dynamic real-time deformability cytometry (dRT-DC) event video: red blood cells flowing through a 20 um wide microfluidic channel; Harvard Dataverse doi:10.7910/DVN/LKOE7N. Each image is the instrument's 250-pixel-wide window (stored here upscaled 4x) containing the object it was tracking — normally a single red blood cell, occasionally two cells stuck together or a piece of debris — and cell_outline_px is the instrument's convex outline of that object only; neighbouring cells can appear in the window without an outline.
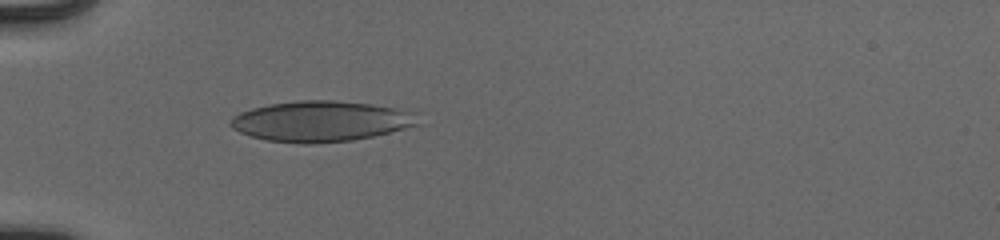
{"species": "human", "species_latin": "Homo sapiens", "temperature_condition": "cold", "stored_images_in_passage": 36, "camera_frame_rate_fps": 3000, "um_per_image_px": 0.085, "donor": {"sex": "male"}, "frame": {"image": 1, "passage_image": 1, "time_ms": 0.0, "image_size_px": [1000, 240], "cell_outline_px": [[420, 124], [372, 136], [352, 140], [312, 144], [300, 144], [268, 140], [252, 136], [240, 132], [232, 128], [228, 124], [232, 116], [240, 112], [252, 108], [268, 104], [300, 100], [336, 100], [372, 104], [416, 112]], "centroid_in_image_um": [27.25, 10.3], "position_along_channel_um": 57.7, "area_um2": 44.39}}
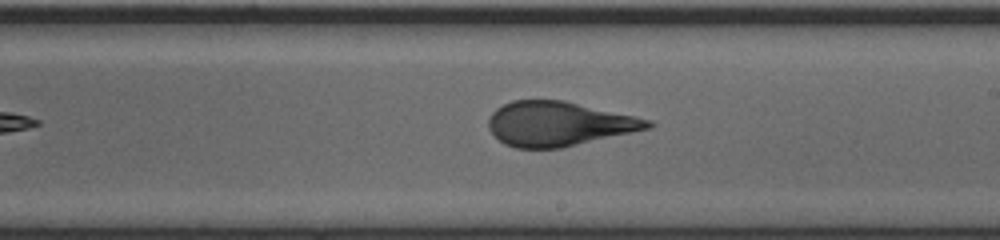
{"frame": {"image": 2, "passage_image": 16, "time_ms": 5.0, "image_size_px": [1000, 240], "cell_outline_px": [[656, 124], [652, 128], [560, 148], [516, 148], [504, 144], [488, 128], [488, 116], [496, 108], [512, 100], [564, 100], [652, 120]], "centroid_in_image_um": [47.49, 10.52], "position_along_channel_um": 241.5, "area_um2": 41.27}}
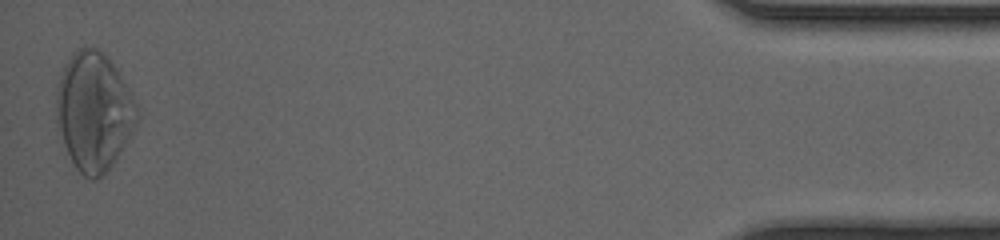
{"frame": {"image": 3, "passage_image": 36, "time_ms": 11.667, "image_size_px": [1000, 240], "cell_outline_px": [[140, 116], [120, 152], [108, 172], [96, 180], [92, 180], [84, 176], [76, 168], [64, 144], [56, 120], [56, 92], [60, 76], [64, 64], [72, 52], [84, 44], [96, 48], [116, 68], [140, 108]], "centroid_in_image_um": [7.98, 9.46], "position_along_channel_um": 427.2, "area_um2": 55.66}, "authors_computed_cell_mechanics": {"area_um2": 42.1073, "velocity_mm_per_s": 3.9497, "shape_relaxation_time_tau1_ms": 5.7628, "shape_relaxation_time_tau2_ms": 0.7008, "deformation_change_tau1": 0.1924, "deformation_change_tau2": 0.0671}}